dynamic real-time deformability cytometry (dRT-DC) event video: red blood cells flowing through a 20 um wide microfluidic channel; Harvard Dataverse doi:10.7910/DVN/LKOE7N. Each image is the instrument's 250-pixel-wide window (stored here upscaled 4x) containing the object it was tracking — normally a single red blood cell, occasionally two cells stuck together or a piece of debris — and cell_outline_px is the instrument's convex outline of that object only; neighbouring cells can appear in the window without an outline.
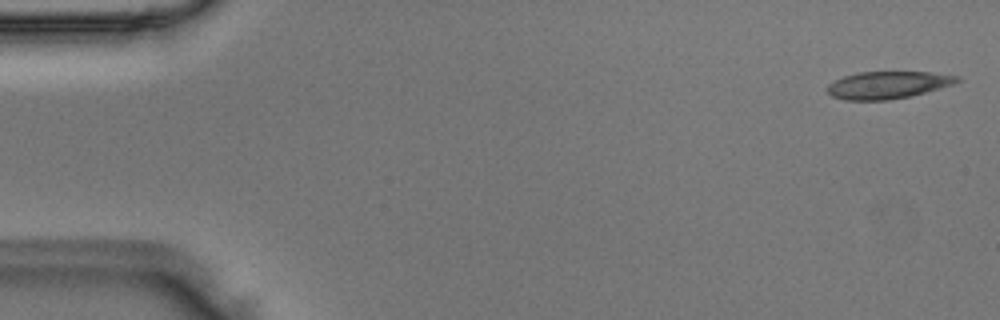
{"species": "Egyptian fruit bat (a non-hibernating species)", "species_latin": "Rousettus aegyptiacus", "temperature_condition": "room temperature", "stored_images_in_passage": 50, "camera_frame_rate_fps": 3000, "um_per_image_px": 0.085, "animal": {"sex": "male"}, "frame": {"image": 1, "passage_image": 1, "time_ms": 0.0, "image_size_px": [1000, 320], "cell_outline_px": [[960, 80], [952, 84], [924, 92], [908, 96], [888, 100], [844, 100], [832, 96], [828, 92], [828, 84], [844, 76], [860, 72], [928, 72], [960, 76]], "centroid_in_image_um": [75.44, 7.22], "position_along_channel_um": 9.6, "area_um2": 20.29}}
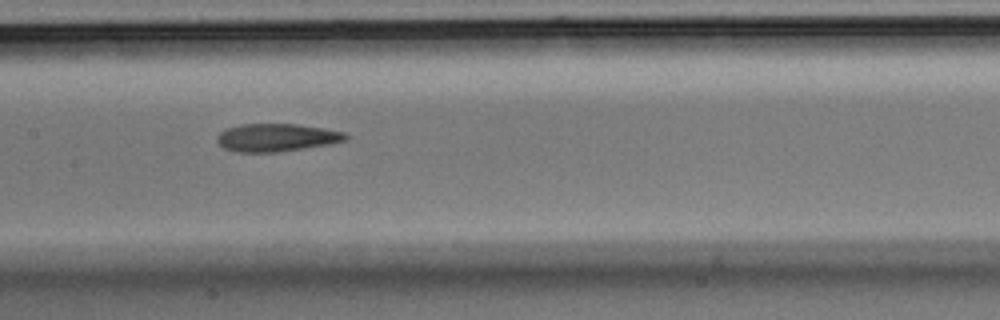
{"frame": {"image": 2, "passage_image": 24, "time_ms": 7.667, "image_size_px": [1000, 320], "cell_outline_px": [[352, 136], [344, 140], [332, 144], [276, 152], [236, 152], [224, 148], [216, 140], [216, 136], [220, 132], [228, 128], [240, 124], [296, 124], [324, 128], [344, 132]], "centroid_in_image_um": [23.52, 11.69], "position_along_channel_um": 183.9, "area_um2": 20.92}}
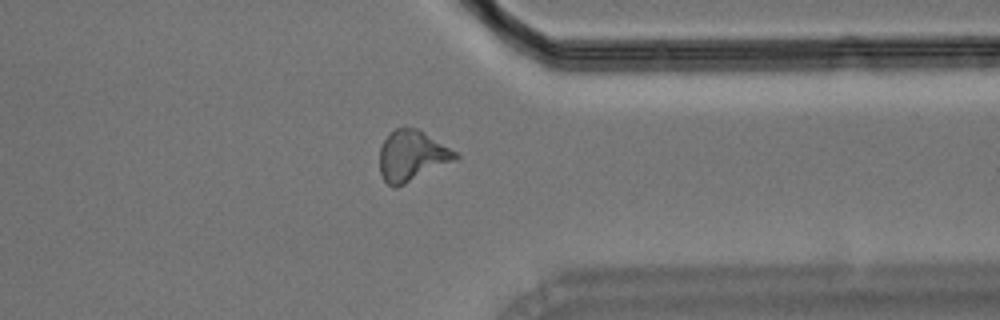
{"frame": {"image": 3, "passage_image": 39, "time_ms": 12.667, "image_size_px": [1000, 320], "cell_outline_px": [[460, 156], [456, 160], [396, 188], [392, 188], [384, 180], [380, 172], [380, 148], [384, 140], [396, 128], [416, 128], [424, 132], [456, 152]], "centroid_in_image_um": [35.0, 13.27], "position_along_channel_um": 376.4, "area_um2": 22.08}}